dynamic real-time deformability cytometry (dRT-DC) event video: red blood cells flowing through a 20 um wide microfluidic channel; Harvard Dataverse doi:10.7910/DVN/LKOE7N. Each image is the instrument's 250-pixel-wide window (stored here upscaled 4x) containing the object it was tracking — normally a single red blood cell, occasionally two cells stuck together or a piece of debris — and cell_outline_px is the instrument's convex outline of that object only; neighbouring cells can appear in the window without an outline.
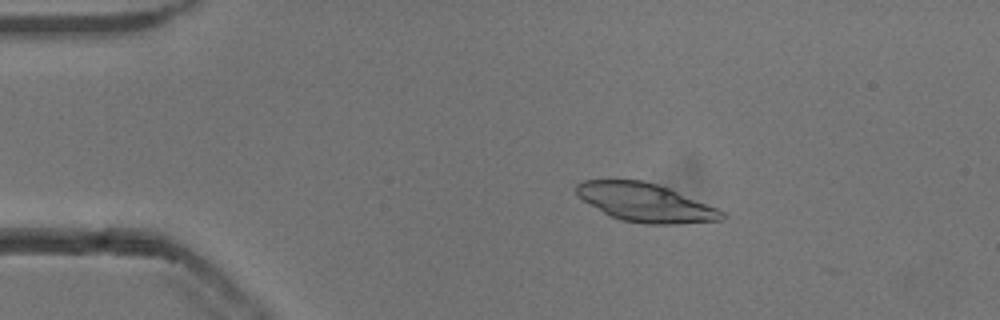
{"species": "common noctule bat (a hibernating species)", "species_latin": "Nyctalus noctula", "temperature_condition": "cold", "stored_images_in_passage": 17, "camera_frame_rate_fps": 3000, "um_per_image_px": 0.085, "animal": {"sex": "male", "body_mass_g": 13.3}, "frame": {"image": 1, "passage_image": 10, "time_ms": 3.0, "image_size_px": [1000, 320], "cell_outline_px": [[728, 216], [724, 220], [676, 224], [644, 224], [620, 220], [608, 216], [576, 196], [576, 184], [584, 180], [644, 180], [668, 188], [716, 208], [724, 212]], "centroid_in_image_um": [54.83, 17.23], "position_along_channel_um": 30.2, "area_um2": 32.66}}